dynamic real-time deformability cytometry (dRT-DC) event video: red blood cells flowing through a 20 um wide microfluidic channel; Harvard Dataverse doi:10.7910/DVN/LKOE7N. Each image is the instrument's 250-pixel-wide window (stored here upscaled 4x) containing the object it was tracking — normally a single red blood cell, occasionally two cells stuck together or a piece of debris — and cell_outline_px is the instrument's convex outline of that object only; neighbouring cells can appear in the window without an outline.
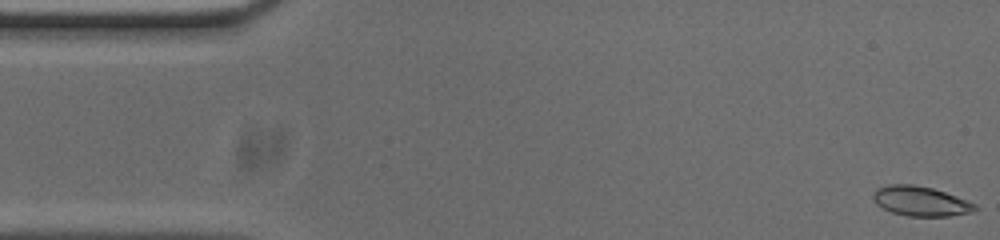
{"species": "common noctule bat (a hibernating species)", "species_latin": "Nyctalus noctula", "temperature_condition": "cold", "stored_images_in_passage": 51, "camera_frame_rate_fps": 3000, "um_per_image_px": 0.085, "animal": {"sex": "male", "body_mass_g": 20.0, "forearm_length_mm": 53.3}, "frame": {"image": 1, "passage_image": 1, "time_ms": 0.0, "image_size_px": [1000, 240], "cell_outline_px": [[980, 208], [972, 212], [948, 216], [908, 216], [892, 212], [876, 204], [872, 200], [872, 196], [876, 188], [888, 184], [912, 184], [932, 188], [944, 192], [976, 204]], "centroid_in_image_um": [78.23, 17.1], "position_along_channel_um": 6.8, "area_um2": 17.63}}
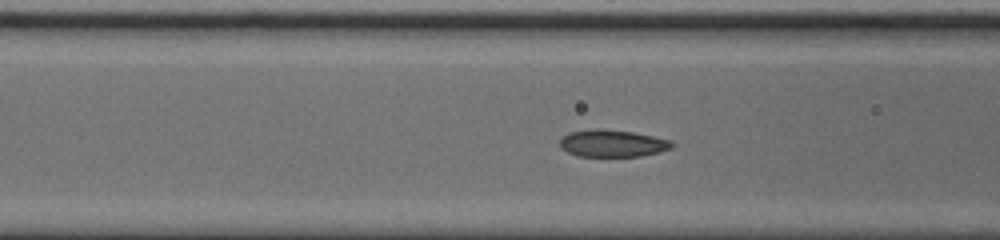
{"frame": {"image": 2, "passage_image": 19, "time_ms": 6.0, "image_size_px": [1000, 240], "cell_outline_px": [[676, 144], [672, 148], [660, 152], [640, 156], [576, 156], [560, 148], [560, 136], [568, 132], [596, 128], [632, 132], [672, 140]], "centroid_in_image_um": [52.05, 12.18], "position_along_channel_um": 114.6, "area_um2": 17.92}}
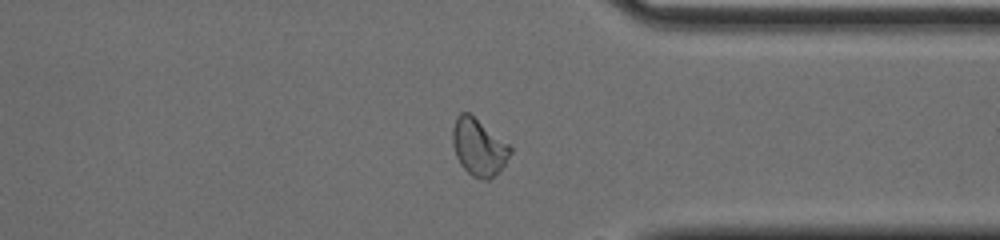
{"frame": {"image": 3, "passage_image": 40, "time_ms": 13.0, "image_size_px": [1000, 240], "cell_outline_px": [[512, 152], [504, 164], [488, 180], [484, 180], [472, 176], [460, 164], [456, 156], [452, 144], [452, 128], [456, 116], [460, 112], [468, 112], [508, 144], [512, 148]], "centroid_in_image_um": [40.65, 12.5], "position_along_channel_um": 370.8, "area_um2": 18.84}}